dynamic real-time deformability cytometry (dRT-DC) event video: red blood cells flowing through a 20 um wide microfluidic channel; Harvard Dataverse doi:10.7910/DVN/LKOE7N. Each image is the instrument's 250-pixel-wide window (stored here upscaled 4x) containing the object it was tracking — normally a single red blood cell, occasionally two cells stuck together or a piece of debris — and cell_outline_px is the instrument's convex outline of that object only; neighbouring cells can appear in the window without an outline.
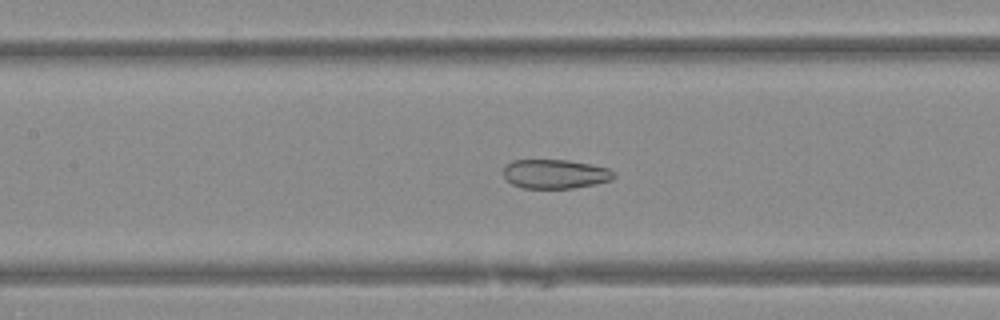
{"species": "Egyptian fruit bat (a non-hibernating species)", "species_latin": "Rousettus aegyptiacus", "temperature_condition": "warm", "stored_images_in_passage": 35, "camera_frame_rate_fps": 3000, "um_per_image_px": 0.085, "animal": {"sex": "female"}, "frame": {"image": 1, "passage_image": 7, "time_ms": 2.0, "image_size_px": [1000, 320], "cell_outline_px": [[616, 176], [612, 180], [596, 184], [572, 188], [524, 188], [512, 184], [504, 176], [504, 168], [512, 160], [568, 160], [608, 168], [616, 172]], "centroid_in_image_um": [47.23, 14.79], "position_along_channel_um": 160.2, "area_um2": 18.73}}
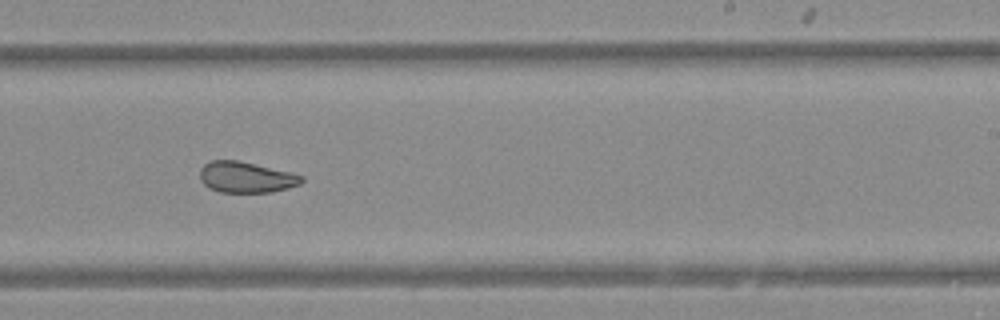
{"frame": {"image": 2, "passage_image": 15, "time_ms": 4.667, "image_size_px": [1000, 320], "cell_outline_px": [[304, 180], [300, 184], [288, 188], [272, 192], [220, 192], [208, 188], [200, 180], [200, 168], [204, 164], [212, 160], [236, 160], [292, 172], [304, 176]], "centroid_in_image_um": [20.92, 15.06], "position_along_channel_um": 268.1, "area_um2": 18.44}}
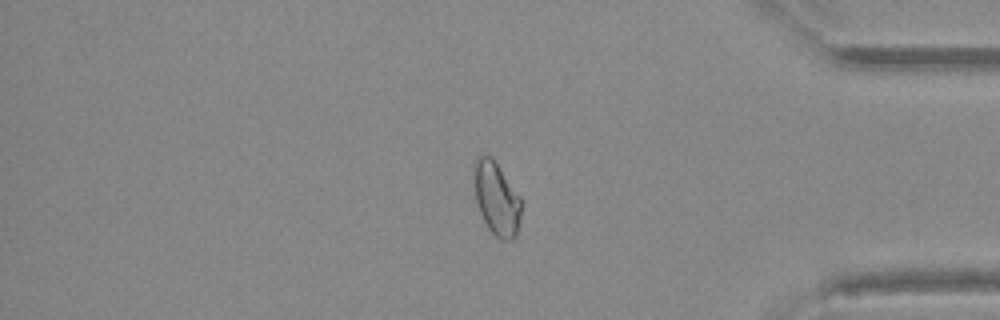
{"frame": {"image": 3, "passage_image": 26, "time_ms": 8.333, "image_size_px": [1000, 320], "cell_outline_px": [[524, 204], [516, 236], [512, 240], [500, 240], [488, 228], [480, 212], [476, 200], [476, 156], [488, 156], [496, 164], [520, 196]], "centroid_in_image_um": [42.28, 16.98], "position_along_channel_um": 392.9, "area_um2": 19.59}}